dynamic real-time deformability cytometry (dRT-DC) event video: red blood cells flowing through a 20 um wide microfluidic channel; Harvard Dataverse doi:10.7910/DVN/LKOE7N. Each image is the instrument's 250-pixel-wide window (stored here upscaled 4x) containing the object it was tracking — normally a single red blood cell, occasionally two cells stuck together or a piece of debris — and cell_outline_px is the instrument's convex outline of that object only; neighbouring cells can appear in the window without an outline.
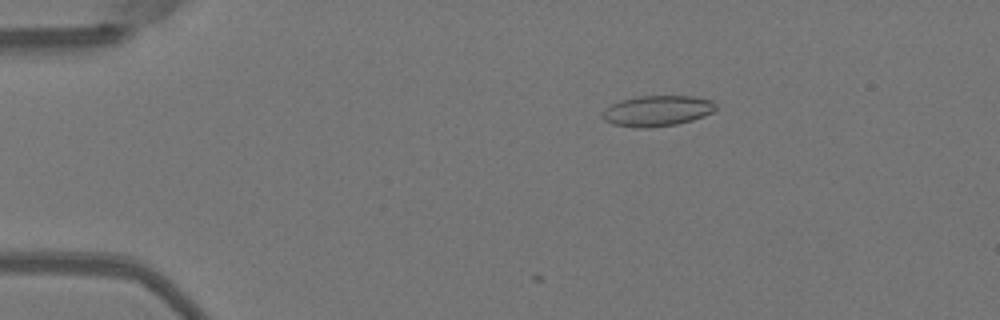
{"species": "Egyptian fruit bat (a non-hibernating species)", "species_latin": "Rousettus aegyptiacus", "temperature_condition": "warm", "stored_images_in_passage": 3, "camera_frame_rate_fps": 3000, "um_per_image_px": 0.085, "animal": {"sex": "female"}, "frame": {"image": 1, "passage_image": 1, "time_ms": 0.0, "image_size_px": [1000, 320], "cell_outline_px": [[716, 108], [712, 112], [704, 116], [692, 120], [676, 124], [648, 128], [636, 128], [612, 124], [604, 120], [600, 116], [612, 104], [620, 100], [640, 96], [696, 96], [712, 100], [716, 104]], "centroid_in_image_um": [55.87, 9.42], "position_along_channel_um": 29.1, "area_um2": 20.29}}